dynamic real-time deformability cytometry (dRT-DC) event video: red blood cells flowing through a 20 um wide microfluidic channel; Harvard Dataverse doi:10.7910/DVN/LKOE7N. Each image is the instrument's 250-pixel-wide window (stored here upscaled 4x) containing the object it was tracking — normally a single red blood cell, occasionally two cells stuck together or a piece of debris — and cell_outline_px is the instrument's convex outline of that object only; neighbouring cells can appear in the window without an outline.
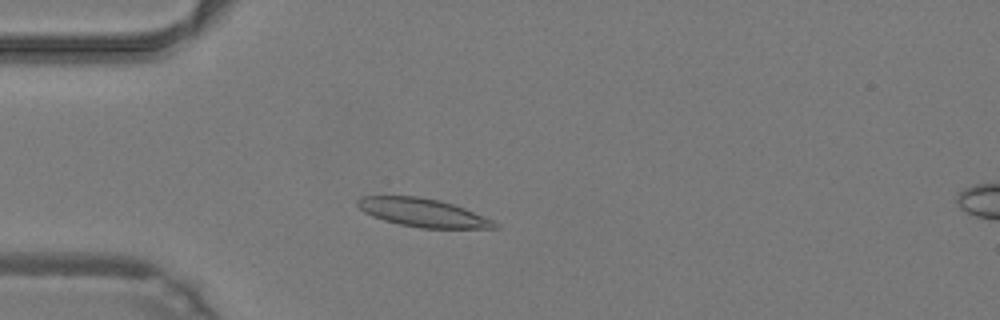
{"species": "common noctule bat (a hibernating species)", "species_latin": "Nyctalus noctula", "temperature_condition": "warm", "stored_images_in_passage": 45, "camera_frame_rate_fps": 3000, "um_per_image_px": 0.085, "animal": {"sex": "male", "body_mass_g": 19.2, "forearm_length_mm": 51.8}, "frame": {"image": 1, "passage_image": 10, "time_ms": 3.0, "image_size_px": [1000, 320], "cell_outline_px": [[500, 228], [420, 228], [400, 224], [384, 220], [372, 216], [364, 212], [356, 204], [356, 200], [360, 196], [416, 196], [440, 200], [464, 208], [492, 220]], "centroid_in_image_um": [35.89, 18.07], "position_along_channel_um": 49.1, "area_um2": 22.43}}
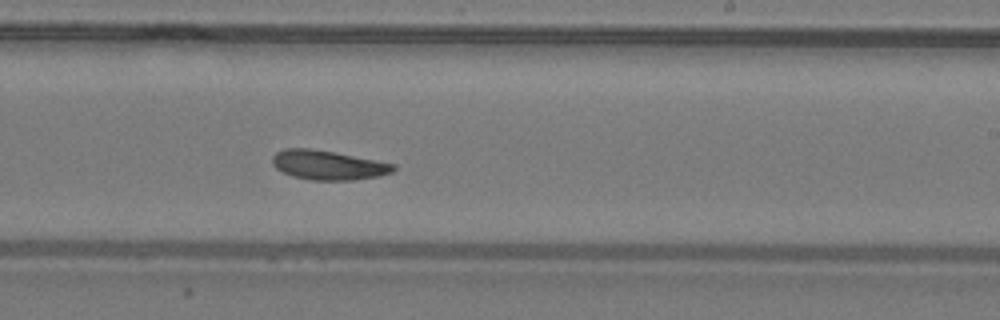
{"frame": {"image": 2, "passage_image": 26, "time_ms": 8.333, "image_size_px": [1000, 320], "cell_outline_px": [[396, 168], [392, 172], [380, 176], [352, 180], [312, 180], [292, 176], [276, 168], [272, 164], [272, 156], [276, 152], [284, 148], [308, 148], [336, 152], [396, 164]], "centroid_in_image_um": [27.89, 14.02], "position_along_channel_um": 261.1, "area_um2": 20.81}}
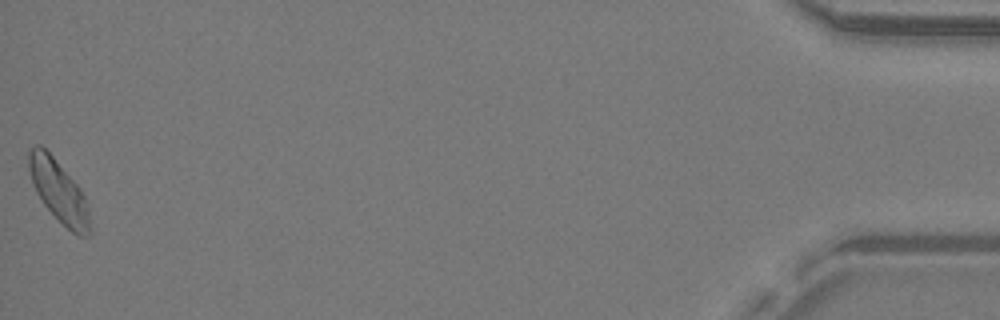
{"frame": {"image": 3, "passage_image": 45, "time_ms": 14.667, "image_size_px": [1000, 320], "cell_outline_px": [[92, 232], [88, 236], [80, 236], [72, 232], [44, 204], [36, 192], [32, 184], [28, 168], [28, 148], [36, 144], [40, 144], [52, 156], [80, 188], [84, 196], [88, 208], [92, 228]], "centroid_in_image_um": [4.99, 16.24], "position_along_channel_um": 430.2, "area_um2": 21.91}, "authors_computed_cell_mechanics": {"area_um2": 20.9814, "velocity_mm_per_s": 4.2595, "shape_relaxation_time_tau1_ms": 8.1969, "shape_relaxation_time_tau2_ms": 5.7775, "deformation_change_tau1": 0.158, "deformation_change_tau2": 0.132}}